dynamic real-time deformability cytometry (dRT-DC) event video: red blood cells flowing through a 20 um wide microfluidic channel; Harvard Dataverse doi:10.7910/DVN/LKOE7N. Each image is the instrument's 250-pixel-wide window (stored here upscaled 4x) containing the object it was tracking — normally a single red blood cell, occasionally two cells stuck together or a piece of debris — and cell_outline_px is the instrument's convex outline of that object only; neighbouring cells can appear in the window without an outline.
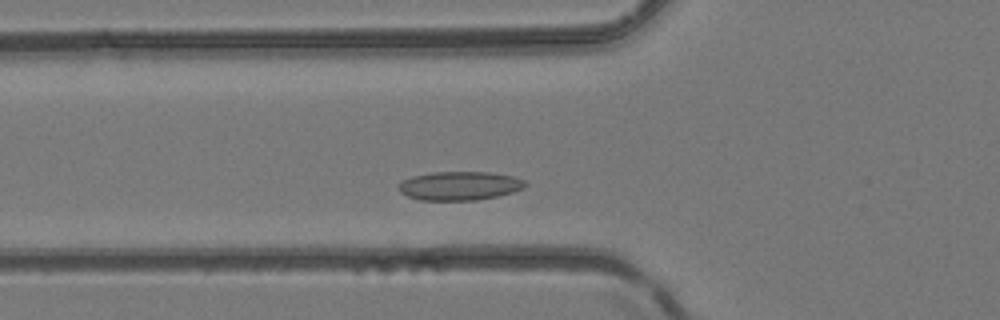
{"species": "common noctule bat (a hibernating species)", "species_latin": "Nyctalus noctula", "temperature_condition": "room temperature", "stored_images_in_passage": 28, "camera_frame_rate_fps": 3000, "um_per_image_px": 0.085, "animal": {"sex": "female", "body_mass_g": 24.6, "forearm_length_mm": 56.2}, "frame": {"image": 1, "passage_image": 7, "time_ms": 2.0, "image_size_px": [1000, 320], "cell_outline_px": [[528, 184], [524, 188], [512, 192], [496, 196], [476, 200], [420, 200], [408, 196], [400, 192], [400, 184], [404, 180], [412, 176], [432, 172], [488, 172], [516, 176], [524, 180]], "centroid_in_image_um": [39.11, 15.78], "position_along_channel_um": 86.7, "area_um2": 21.15}}
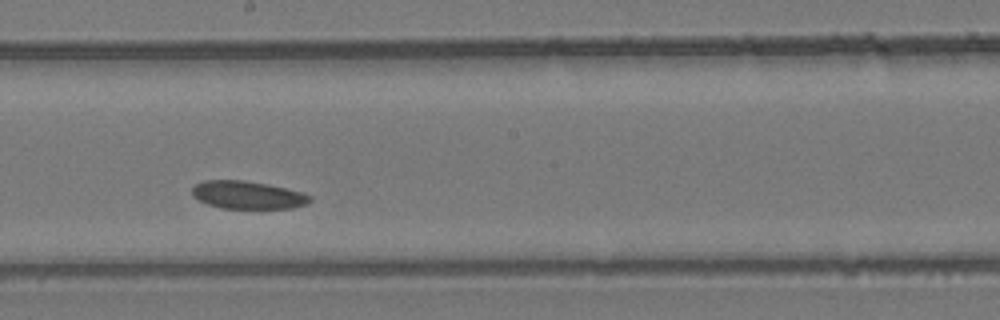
{"frame": {"image": 2, "passage_image": 16, "time_ms": 5.0, "image_size_px": [1000, 320], "cell_outline_px": [[312, 200], [308, 204], [292, 208], [220, 208], [208, 204], [192, 196], [192, 188], [196, 184], [204, 180], [244, 180], [304, 192], [312, 196]], "centroid_in_image_um": [21.07, 16.57], "position_along_channel_um": 227.1, "area_um2": 19.07}}
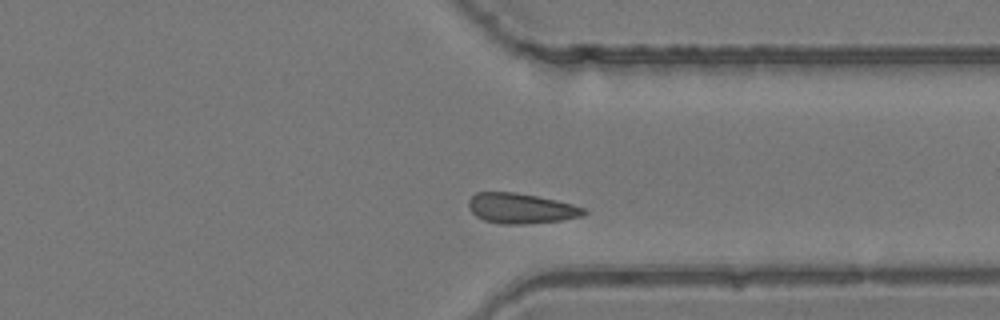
{"frame": {"image": 3, "passage_image": 25, "time_ms": 8.0, "image_size_px": [1000, 320], "cell_outline_px": [[588, 212], [584, 216], [560, 220], [520, 224], [500, 224], [484, 220], [476, 216], [468, 208], [468, 200], [476, 192], [516, 192], [556, 200], [572, 204], [584, 208]], "centroid_in_image_um": [44.26, 17.7], "position_along_channel_um": 367.1, "area_um2": 20.29}}